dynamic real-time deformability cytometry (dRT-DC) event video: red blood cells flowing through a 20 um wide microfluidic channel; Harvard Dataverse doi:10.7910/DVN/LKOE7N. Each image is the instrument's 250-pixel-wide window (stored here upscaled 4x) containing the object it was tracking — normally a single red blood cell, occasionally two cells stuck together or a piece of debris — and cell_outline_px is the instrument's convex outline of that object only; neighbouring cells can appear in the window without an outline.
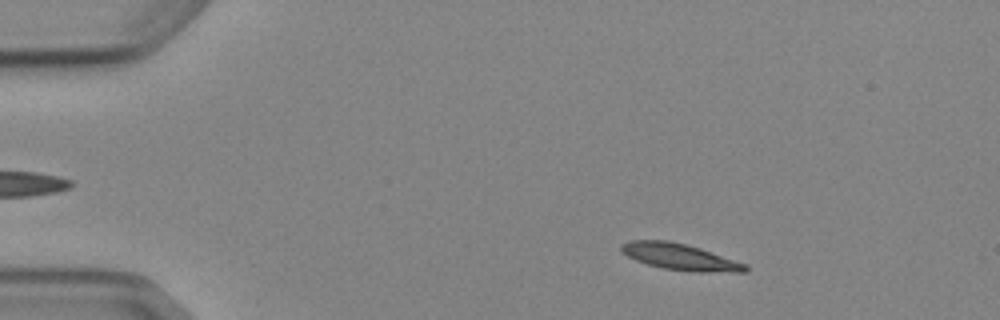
{"species": "Egyptian fruit bat (a non-hibernating species)", "species_latin": "Rousettus aegyptiacus", "temperature_condition": "cold", "stored_images_in_passage": 4, "camera_frame_rate_fps": 3000, "um_per_image_px": 0.085, "animal": {"sex": "female"}, "frame": {"image": 1, "passage_image": 2, "time_ms": 1.333, "image_size_px": [1000, 320], "cell_outline_px": [[748, 272], [692, 272], [664, 268], [648, 264], [636, 260], [620, 252], [620, 244], [628, 240], [668, 240], [700, 248], [748, 264]], "centroid_in_image_um": [57.8, 21.83], "position_along_channel_um": 27.2, "area_um2": 19.19}}